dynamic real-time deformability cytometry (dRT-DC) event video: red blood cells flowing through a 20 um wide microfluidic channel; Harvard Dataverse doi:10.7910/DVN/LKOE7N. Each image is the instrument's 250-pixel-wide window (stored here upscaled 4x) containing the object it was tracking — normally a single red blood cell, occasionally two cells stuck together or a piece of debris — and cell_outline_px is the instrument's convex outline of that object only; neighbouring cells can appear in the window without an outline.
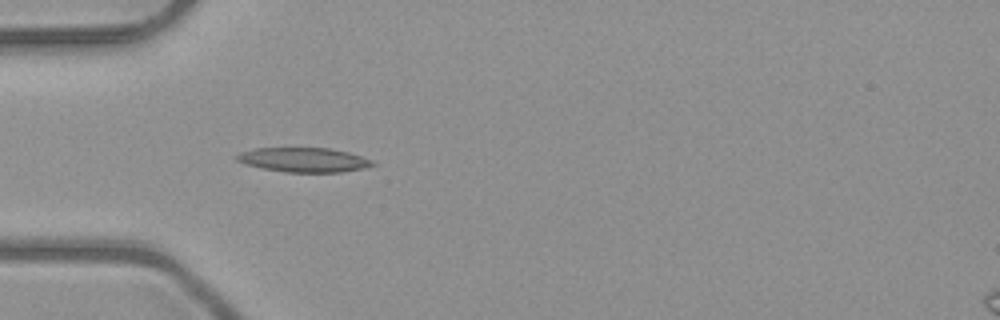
{"species": "common noctule bat (a hibernating species)", "species_latin": "Nyctalus noctula", "temperature_condition": "room temperature", "stored_images_in_passage": 38, "camera_frame_rate_fps": 3000, "um_per_image_px": 0.085, "animal": {"sex": "male", "body_mass_g": 23.1, "forearm_length_mm": 52.7}, "frame": {"image": 1, "passage_image": 5, "time_ms": 1.333, "image_size_px": [1000, 320], "cell_outline_px": [[376, 164], [364, 168], [340, 172], [284, 172], [264, 168], [248, 164], [236, 160], [236, 156], [240, 152], [256, 148], [328, 148], [348, 152], [372, 160]], "centroid_in_image_um": [25.84, 13.58], "position_along_channel_um": 59.2, "area_um2": 19.07}}
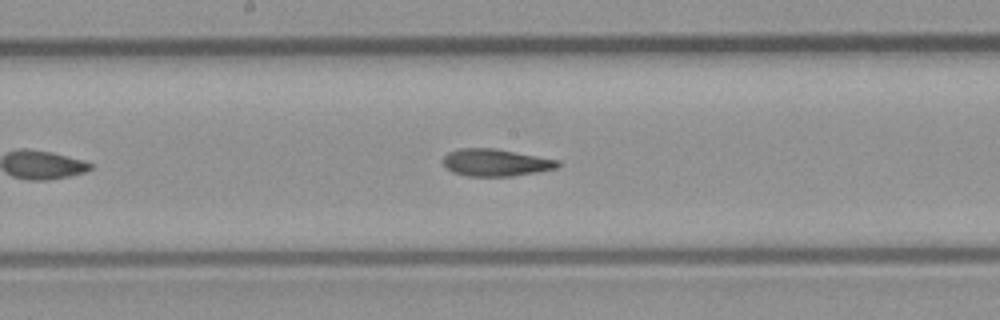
{"frame": {"image": 2, "passage_image": 16, "time_ms": 5.0, "image_size_px": [1000, 320], "cell_outline_px": [[560, 164], [556, 168], [536, 172], [512, 176], [468, 176], [452, 172], [444, 164], [444, 156], [448, 152], [460, 148], [492, 148], [560, 160]], "centroid_in_image_um": [42.13, 13.82], "position_along_channel_um": 206.1, "area_um2": 17.98}}
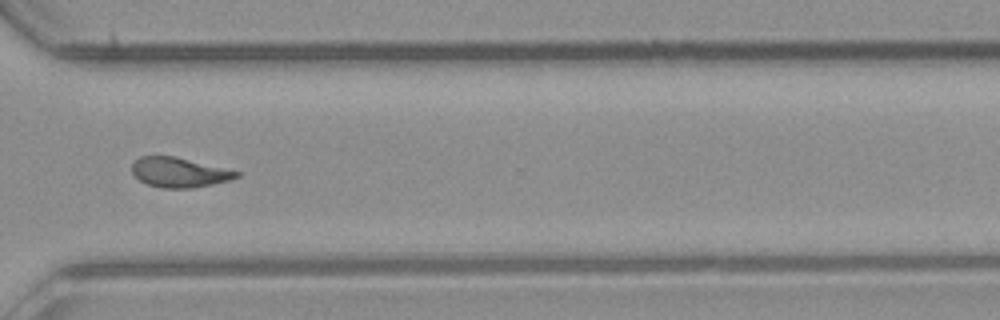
{"frame": {"image": 3, "passage_image": 27, "time_ms": 8.667, "image_size_px": [1000, 320], "cell_outline_px": [[240, 176], [232, 180], [192, 188], [160, 188], [148, 184], [140, 180], [132, 172], [132, 164], [140, 156], [176, 156], [240, 172]], "centroid_in_image_um": [15.25, 14.65], "position_along_channel_um": 355.4, "area_um2": 18.09}, "authors_computed_cell_mechanics": {"area_um2": 18.2359, "velocity_mm_per_s": 4.0844, "shape_relaxation_time_tau1_ms": null, "shape_relaxation_time_tau2_ms": 2.7739, "deformation_change_tau1": null, "deformation_change_tau2": 0.1038}}